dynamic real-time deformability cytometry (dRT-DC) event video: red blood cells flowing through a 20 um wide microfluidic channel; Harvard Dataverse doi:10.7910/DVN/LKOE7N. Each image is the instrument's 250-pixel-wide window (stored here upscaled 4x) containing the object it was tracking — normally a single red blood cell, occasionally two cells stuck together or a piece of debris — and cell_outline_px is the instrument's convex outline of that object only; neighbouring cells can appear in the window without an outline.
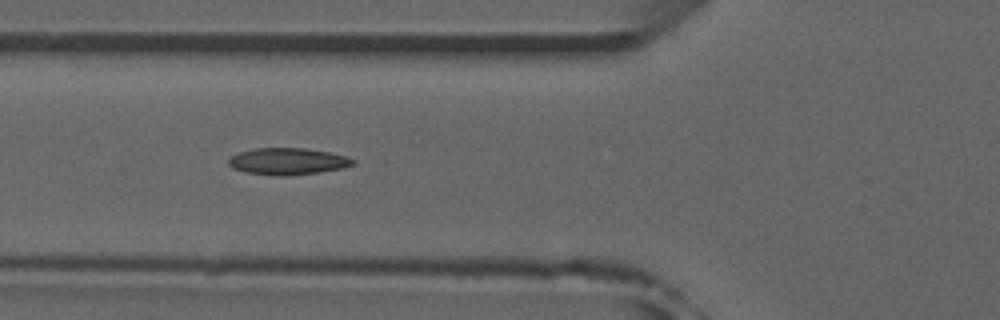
{"species": "common noctule bat (a hibernating species)", "species_latin": "Nyctalus noctula", "temperature_condition": "room temperature", "stored_images_in_passage": 37, "camera_frame_rate_fps": 3000, "um_per_image_px": 0.085, "animal": {"sex": "male", "forearm_length_mm": 52.5}, "frame": {"image": 1, "passage_image": 16, "time_ms": 5.0, "image_size_px": [1000, 320], "cell_outline_px": [[356, 160], [352, 164], [344, 168], [320, 172], [288, 176], [276, 176], [244, 172], [232, 168], [228, 164], [228, 160], [236, 152], [256, 148], [304, 148], [328, 152], [348, 156]], "centroid_in_image_um": [24.44, 13.72], "position_along_channel_um": 101.4, "area_um2": 19.59}}